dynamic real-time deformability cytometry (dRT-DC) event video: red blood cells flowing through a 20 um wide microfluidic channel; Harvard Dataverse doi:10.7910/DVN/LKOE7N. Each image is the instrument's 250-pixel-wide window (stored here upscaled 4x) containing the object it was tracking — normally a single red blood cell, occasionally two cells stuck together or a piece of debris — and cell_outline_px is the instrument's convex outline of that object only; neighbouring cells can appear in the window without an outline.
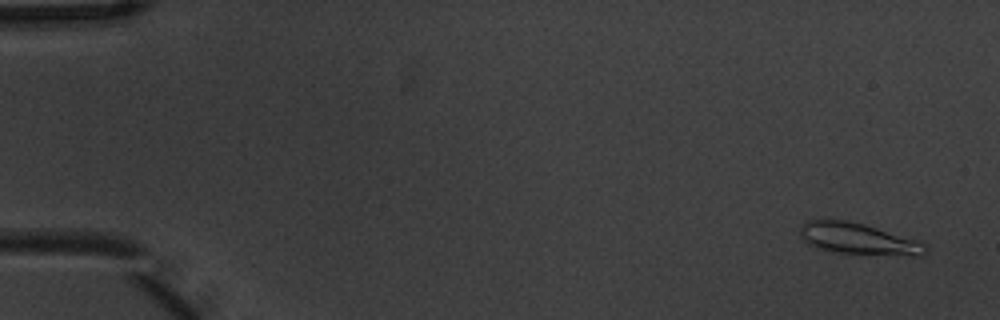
{"species": "common noctule bat (a hibernating species)", "species_latin": "Nyctalus noctula", "temperature_condition": "warm", "stored_images_in_passage": 5, "camera_frame_rate_fps": 3000, "um_per_image_px": 0.085, "animal": {"sex": "male", "body_mass_g": 20.1, "forearm_length_mm": 53.5}, "frame": {"image": 1, "passage_image": 1, "time_ms": 0.0, "image_size_px": [1000, 320], "cell_outline_px": [[928, 252], [924, 256], [912, 256], [836, 252], [820, 248], [808, 244], [800, 236], [800, 224], [808, 220], [844, 220], [864, 224], [920, 240], [928, 244]], "centroid_in_image_um": [73.04, 20.3], "position_along_channel_um": 12.0, "area_um2": 23.12}}
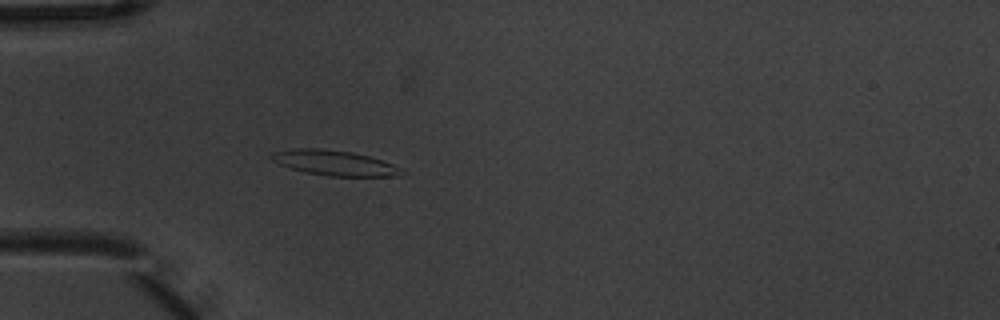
{"frame": {"image": 2, "passage_image": 5, "time_ms": 1.333, "image_size_px": [1000, 320], "cell_outline_px": [[404, 168], [400, 176], [328, 176], [304, 172], [280, 164], [272, 160], [268, 156], [272, 152], [292, 148], [320, 148], [352, 152], [368, 156]], "centroid_in_image_um": [28.4, 13.84], "position_along_channel_um": 56.6, "area_um2": 19.07}}